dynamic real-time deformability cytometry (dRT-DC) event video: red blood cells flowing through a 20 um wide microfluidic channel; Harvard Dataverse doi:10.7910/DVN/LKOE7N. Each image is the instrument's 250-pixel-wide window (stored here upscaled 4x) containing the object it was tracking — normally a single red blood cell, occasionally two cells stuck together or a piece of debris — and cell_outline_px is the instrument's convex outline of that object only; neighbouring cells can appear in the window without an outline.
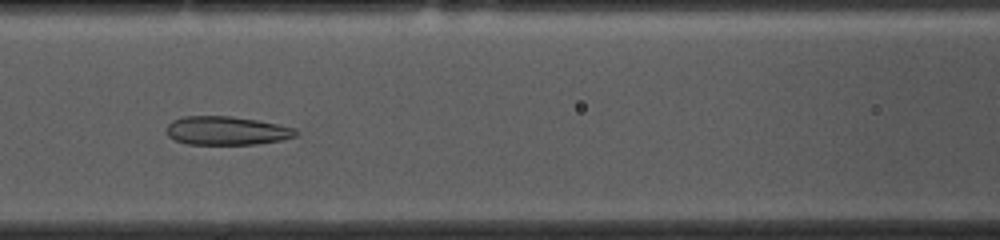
{"species": "common noctule bat (a hibernating species)", "species_latin": "Nyctalus noctula", "temperature_condition": "cold", "stored_images_in_passage": 54, "camera_frame_rate_fps": 3000, "um_per_image_px": 0.085, "animal": {"sex": "female", "body_mass_g": 10.0, "forearm_length_mm": 53.1}, "frame": {"image": 1, "passage_image": 22, "time_ms": 7.0, "image_size_px": [1000, 240], "cell_outline_px": [[300, 132], [296, 136], [284, 140], [256, 144], [188, 144], [176, 140], [168, 136], [168, 124], [172, 120], [184, 116], [232, 116], [256, 120], [296, 128]], "centroid_in_image_um": [19.31, 11.11], "position_along_channel_um": 147.3, "area_um2": 21.56}}
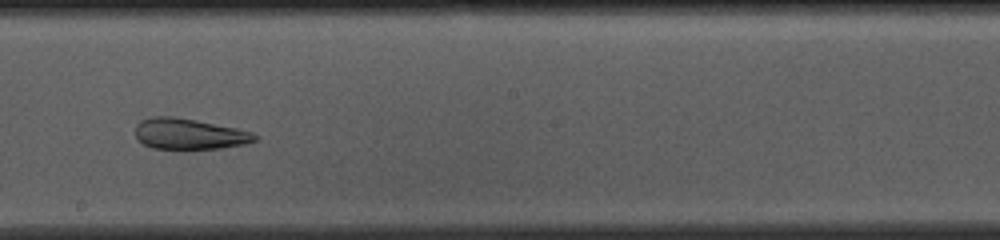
{"frame": {"image": 2, "passage_image": 29, "time_ms": 9.333, "image_size_px": [1000, 240], "cell_outline_px": [[256, 140], [244, 144], [220, 148], [184, 152], [152, 148], [136, 140], [136, 124], [140, 120], [152, 116], [172, 116], [196, 120], [236, 128], [252, 132], [256, 136]], "centroid_in_image_um": [16.02, 11.43], "position_along_channel_um": 232.2, "area_um2": 22.25}}
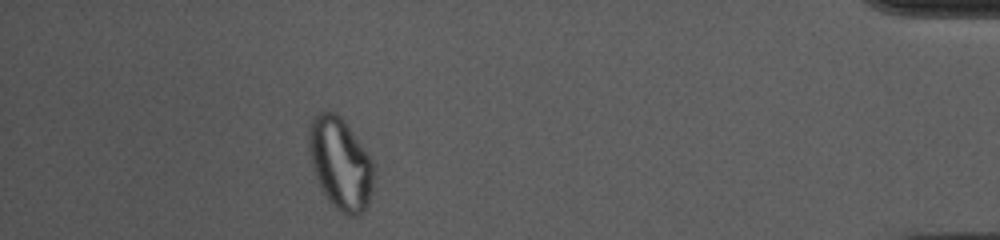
{"frame": {"image": 3, "passage_image": 48, "time_ms": 15.667, "image_size_px": [1000, 240], "cell_outline_px": [[376, 168], [372, 192], [368, 208], [364, 212], [356, 216], [348, 216], [340, 212], [328, 200], [312, 168], [308, 156], [308, 128], [316, 112], [336, 112], [344, 120], [364, 148], [372, 160]], "centroid_in_image_um": [28.95, 13.92], "position_along_channel_um": 406.3, "area_um2": 35.26}, "authors_computed_cell_mechanics": {"area_um2": 28.6399, "velocity_mm_per_s": 3.6524, "shape_relaxation_time_tau1_ms": null, "shape_relaxation_time_tau2_ms": 2.0095, "deformation_change_tau1": null, "deformation_change_tau2": 0.0722}}